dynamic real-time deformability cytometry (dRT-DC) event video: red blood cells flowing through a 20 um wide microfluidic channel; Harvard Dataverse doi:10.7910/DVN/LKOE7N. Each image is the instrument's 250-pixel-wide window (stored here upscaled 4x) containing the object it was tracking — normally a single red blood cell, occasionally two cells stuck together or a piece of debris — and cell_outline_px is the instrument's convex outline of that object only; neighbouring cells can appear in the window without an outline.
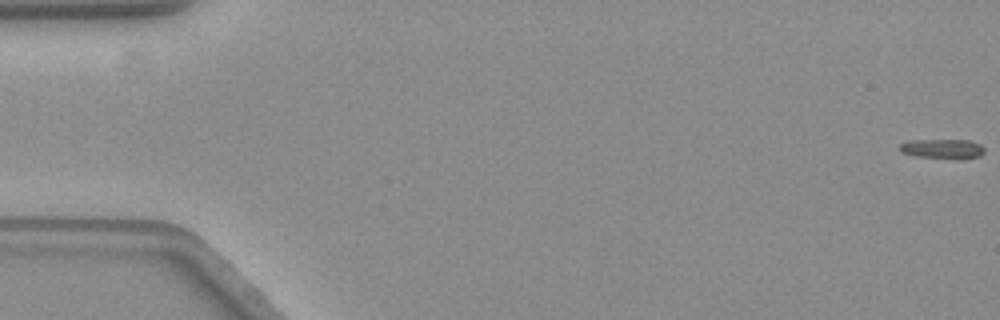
{"species": "common noctule bat (a hibernating species)", "species_latin": "Nyctalus noctula", "temperature_condition": "warm", "stored_images_in_passage": 11, "camera_frame_rate_fps": 3000, "um_per_image_px": 0.085, "animal": {"sex": "female", "body_mass_g": 19.3, "forearm_length_mm": 54.1}, "frame": {"image": 1, "passage_image": 1, "time_ms": 0.0, "image_size_px": [1000, 320], "cell_outline_px": [[984, 152], [980, 156], [964, 160], [956, 160], [912, 156], [900, 152], [896, 148], [900, 144], [908, 140], [968, 140], [980, 144], [984, 148]], "centroid_in_image_um": [80.08, 12.68], "position_along_channel_um": 4.9, "area_um2": 10.23}}